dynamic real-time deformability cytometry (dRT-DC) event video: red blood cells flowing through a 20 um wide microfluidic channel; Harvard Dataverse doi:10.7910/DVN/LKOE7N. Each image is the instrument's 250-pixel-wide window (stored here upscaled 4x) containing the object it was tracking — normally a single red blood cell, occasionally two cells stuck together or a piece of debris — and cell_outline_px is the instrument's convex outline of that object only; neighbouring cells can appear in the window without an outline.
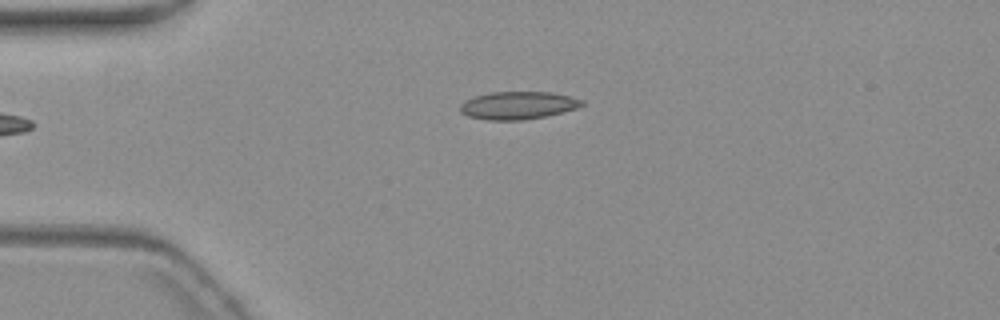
{"species": "common noctule bat (a hibernating species)", "species_latin": "Nyctalus noctula", "temperature_condition": "warm", "stored_images_in_passage": 5, "camera_frame_rate_fps": 3000, "um_per_image_px": 0.085, "animal": {"sex": "female", "body_mass_g": 19.3, "forearm_length_mm": 54.1}, "frame": {"image": 1, "passage_image": 5, "time_ms": 5.0, "image_size_px": [1000, 320], "cell_outline_px": [[584, 104], [576, 108], [544, 116], [524, 120], [488, 120], [468, 116], [460, 112], [460, 104], [476, 96], [488, 92], [552, 92], [584, 100]], "centroid_in_image_um": [44.01, 8.95], "position_along_channel_um": 41.0, "area_um2": 19.48}}